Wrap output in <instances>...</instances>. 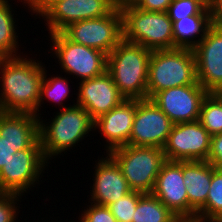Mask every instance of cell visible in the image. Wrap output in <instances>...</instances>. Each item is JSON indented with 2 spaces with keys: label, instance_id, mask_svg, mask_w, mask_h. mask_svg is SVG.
Returning a JSON list of instances; mask_svg holds the SVG:
<instances>
[{
  "label": "cell",
  "instance_id": "cell-14",
  "mask_svg": "<svg viewBox=\"0 0 222 222\" xmlns=\"http://www.w3.org/2000/svg\"><path fill=\"white\" fill-rule=\"evenodd\" d=\"M193 51L198 83L208 93L222 88V29L210 26Z\"/></svg>",
  "mask_w": 222,
  "mask_h": 222
},
{
  "label": "cell",
  "instance_id": "cell-32",
  "mask_svg": "<svg viewBox=\"0 0 222 222\" xmlns=\"http://www.w3.org/2000/svg\"><path fill=\"white\" fill-rule=\"evenodd\" d=\"M208 161L219 170H222V133L211 137V149Z\"/></svg>",
  "mask_w": 222,
  "mask_h": 222
},
{
  "label": "cell",
  "instance_id": "cell-16",
  "mask_svg": "<svg viewBox=\"0 0 222 222\" xmlns=\"http://www.w3.org/2000/svg\"><path fill=\"white\" fill-rule=\"evenodd\" d=\"M183 181L182 161L166 160L152 191L176 217H188V195Z\"/></svg>",
  "mask_w": 222,
  "mask_h": 222
},
{
  "label": "cell",
  "instance_id": "cell-13",
  "mask_svg": "<svg viewBox=\"0 0 222 222\" xmlns=\"http://www.w3.org/2000/svg\"><path fill=\"white\" fill-rule=\"evenodd\" d=\"M207 94L200 84H191L157 92L151 100L173 124H178L199 119L201 105Z\"/></svg>",
  "mask_w": 222,
  "mask_h": 222
},
{
  "label": "cell",
  "instance_id": "cell-40",
  "mask_svg": "<svg viewBox=\"0 0 222 222\" xmlns=\"http://www.w3.org/2000/svg\"><path fill=\"white\" fill-rule=\"evenodd\" d=\"M4 58H5V57L0 54V64H1V62H2V60H3Z\"/></svg>",
  "mask_w": 222,
  "mask_h": 222
},
{
  "label": "cell",
  "instance_id": "cell-5",
  "mask_svg": "<svg viewBox=\"0 0 222 222\" xmlns=\"http://www.w3.org/2000/svg\"><path fill=\"white\" fill-rule=\"evenodd\" d=\"M191 84H199L193 50L175 48L152 51L148 70L147 99L168 88Z\"/></svg>",
  "mask_w": 222,
  "mask_h": 222
},
{
  "label": "cell",
  "instance_id": "cell-34",
  "mask_svg": "<svg viewBox=\"0 0 222 222\" xmlns=\"http://www.w3.org/2000/svg\"><path fill=\"white\" fill-rule=\"evenodd\" d=\"M211 26L222 29V0H213L210 8Z\"/></svg>",
  "mask_w": 222,
  "mask_h": 222
},
{
  "label": "cell",
  "instance_id": "cell-11",
  "mask_svg": "<svg viewBox=\"0 0 222 222\" xmlns=\"http://www.w3.org/2000/svg\"><path fill=\"white\" fill-rule=\"evenodd\" d=\"M173 123L151 100H137L129 145L138 147L165 146Z\"/></svg>",
  "mask_w": 222,
  "mask_h": 222
},
{
  "label": "cell",
  "instance_id": "cell-36",
  "mask_svg": "<svg viewBox=\"0 0 222 222\" xmlns=\"http://www.w3.org/2000/svg\"><path fill=\"white\" fill-rule=\"evenodd\" d=\"M172 222H201L198 218L177 217Z\"/></svg>",
  "mask_w": 222,
  "mask_h": 222
},
{
  "label": "cell",
  "instance_id": "cell-30",
  "mask_svg": "<svg viewBox=\"0 0 222 222\" xmlns=\"http://www.w3.org/2000/svg\"><path fill=\"white\" fill-rule=\"evenodd\" d=\"M87 210L84 209L80 222H117L107 206L90 203Z\"/></svg>",
  "mask_w": 222,
  "mask_h": 222
},
{
  "label": "cell",
  "instance_id": "cell-4",
  "mask_svg": "<svg viewBox=\"0 0 222 222\" xmlns=\"http://www.w3.org/2000/svg\"><path fill=\"white\" fill-rule=\"evenodd\" d=\"M118 6L124 40L151 51L173 49V22L167 12L140 10L130 2Z\"/></svg>",
  "mask_w": 222,
  "mask_h": 222
},
{
  "label": "cell",
  "instance_id": "cell-20",
  "mask_svg": "<svg viewBox=\"0 0 222 222\" xmlns=\"http://www.w3.org/2000/svg\"><path fill=\"white\" fill-rule=\"evenodd\" d=\"M182 175L188 195V217L196 218L197 211L207 201L212 164L209 161H182Z\"/></svg>",
  "mask_w": 222,
  "mask_h": 222
},
{
  "label": "cell",
  "instance_id": "cell-2",
  "mask_svg": "<svg viewBox=\"0 0 222 222\" xmlns=\"http://www.w3.org/2000/svg\"><path fill=\"white\" fill-rule=\"evenodd\" d=\"M151 54L142 45L122 39L107 55V72L125 99H147Z\"/></svg>",
  "mask_w": 222,
  "mask_h": 222
},
{
  "label": "cell",
  "instance_id": "cell-1",
  "mask_svg": "<svg viewBox=\"0 0 222 222\" xmlns=\"http://www.w3.org/2000/svg\"><path fill=\"white\" fill-rule=\"evenodd\" d=\"M44 65L39 60L7 57L0 64V111L37 116Z\"/></svg>",
  "mask_w": 222,
  "mask_h": 222
},
{
  "label": "cell",
  "instance_id": "cell-22",
  "mask_svg": "<svg viewBox=\"0 0 222 222\" xmlns=\"http://www.w3.org/2000/svg\"><path fill=\"white\" fill-rule=\"evenodd\" d=\"M8 0H0V54L5 58L17 57L19 43L15 18ZM18 48V49H17ZM18 54V55H17Z\"/></svg>",
  "mask_w": 222,
  "mask_h": 222
},
{
  "label": "cell",
  "instance_id": "cell-21",
  "mask_svg": "<svg viewBox=\"0 0 222 222\" xmlns=\"http://www.w3.org/2000/svg\"><path fill=\"white\" fill-rule=\"evenodd\" d=\"M172 22L173 49L180 48L193 50L205 37L206 31L211 26L210 15H191L184 19ZM196 38L198 40H196Z\"/></svg>",
  "mask_w": 222,
  "mask_h": 222
},
{
  "label": "cell",
  "instance_id": "cell-35",
  "mask_svg": "<svg viewBox=\"0 0 222 222\" xmlns=\"http://www.w3.org/2000/svg\"><path fill=\"white\" fill-rule=\"evenodd\" d=\"M16 152L17 150L13 149V147L5 140L4 137L0 136V171Z\"/></svg>",
  "mask_w": 222,
  "mask_h": 222
},
{
  "label": "cell",
  "instance_id": "cell-31",
  "mask_svg": "<svg viewBox=\"0 0 222 222\" xmlns=\"http://www.w3.org/2000/svg\"><path fill=\"white\" fill-rule=\"evenodd\" d=\"M172 0H131L130 3L140 10L167 12Z\"/></svg>",
  "mask_w": 222,
  "mask_h": 222
},
{
  "label": "cell",
  "instance_id": "cell-24",
  "mask_svg": "<svg viewBox=\"0 0 222 222\" xmlns=\"http://www.w3.org/2000/svg\"><path fill=\"white\" fill-rule=\"evenodd\" d=\"M201 222L222 220V170L212 165V179L206 203L197 211Z\"/></svg>",
  "mask_w": 222,
  "mask_h": 222
},
{
  "label": "cell",
  "instance_id": "cell-26",
  "mask_svg": "<svg viewBox=\"0 0 222 222\" xmlns=\"http://www.w3.org/2000/svg\"><path fill=\"white\" fill-rule=\"evenodd\" d=\"M46 67H44V79L43 82L41 84V90H40V98H39V105H38V114L37 117L40 119L39 115V108L42 107L41 104L44 103L43 100L48 99L47 101H54L56 103H58L59 105H61L63 107V109L67 108L68 106H65L62 101H64V99H66L67 97H69V92H70V88H69V83H68V79L66 80L64 77L62 78V76H54L51 78H47V70L45 69ZM45 99H44V98Z\"/></svg>",
  "mask_w": 222,
  "mask_h": 222
},
{
  "label": "cell",
  "instance_id": "cell-41",
  "mask_svg": "<svg viewBox=\"0 0 222 222\" xmlns=\"http://www.w3.org/2000/svg\"><path fill=\"white\" fill-rule=\"evenodd\" d=\"M118 5L120 4V0H114Z\"/></svg>",
  "mask_w": 222,
  "mask_h": 222
},
{
  "label": "cell",
  "instance_id": "cell-37",
  "mask_svg": "<svg viewBox=\"0 0 222 222\" xmlns=\"http://www.w3.org/2000/svg\"><path fill=\"white\" fill-rule=\"evenodd\" d=\"M199 3L204 9L210 10L213 0H194Z\"/></svg>",
  "mask_w": 222,
  "mask_h": 222
},
{
  "label": "cell",
  "instance_id": "cell-6",
  "mask_svg": "<svg viewBox=\"0 0 222 222\" xmlns=\"http://www.w3.org/2000/svg\"><path fill=\"white\" fill-rule=\"evenodd\" d=\"M108 154L120 167L132 191L152 193L160 168L166 161L163 149L126 145Z\"/></svg>",
  "mask_w": 222,
  "mask_h": 222
},
{
  "label": "cell",
  "instance_id": "cell-10",
  "mask_svg": "<svg viewBox=\"0 0 222 222\" xmlns=\"http://www.w3.org/2000/svg\"><path fill=\"white\" fill-rule=\"evenodd\" d=\"M211 135L197 120L173 124L163 147L168 161H208Z\"/></svg>",
  "mask_w": 222,
  "mask_h": 222
},
{
  "label": "cell",
  "instance_id": "cell-28",
  "mask_svg": "<svg viewBox=\"0 0 222 222\" xmlns=\"http://www.w3.org/2000/svg\"><path fill=\"white\" fill-rule=\"evenodd\" d=\"M167 13L172 21H178L191 15H210V10L194 0H172Z\"/></svg>",
  "mask_w": 222,
  "mask_h": 222
},
{
  "label": "cell",
  "instance_id": "cell-12",
  "mask_svg": "<svg viewBox=\"0 0 222 222\" xmlns=\"http://www.w3.org/2000/svg\"><path fill=\"white\" fill-rule=\"evenodd\" d=\"M117 6L114 0H59L53 2L40 16L46 20L48 33L52 34L61 32L74 22L103 17Z\"/></svg>",
  "mask_w": 222,
  "mask_h": 222
},
{
  "label": "cell",
  "instance_id": "cell-29",
  "mask_svg": "<svg viewBox=\"0 0 222 222\" xmlns=\"http://www.w3.org/2000/svg\"><path fill=\"white\" fill-rule=\"evenodd\" d=\"M19 197L20 194L0 192V222H16Z\"/></svg>",
  "mask_w": 222,
  "mask_h": 222
},
{
  "label": "cell",
  "instance_id": "cell-8",
  "mask_svg": "<svg viewBox=\"0 0 222 222\" xmlns=\"http://www.w3.org/2000/svg\"><path fill=\"white\" fill-rule=\"evenodd\" d=\"M48 164L49 162L43 156L39 138L28 149L13 154L3 166L0 171V192L23 196V193H27V190H31L35 184L40 182V175L43 176V170Z\"/></svg>",
  "mask_w": 222,
  "mask_h": 222
},
{
  "label": "cell",
  "instance_id": "cell-17",
  "mask_svg": "<svg viewBox=\"0 0 222 222\" xmlns=\"http://www.w3.org/2000/svg\"><path fill=\"white\" fill-rule=\"evenodd\" d=\"M136 106V99H125L94 120V129L98 128L106 139V155L116 148L129 145Z\"/></svg>",
  "mask_w": 222,
  "mask_h": 222
},
{
  "label": "cell",
  "instance_id": "cell-9",
  "mask_svg": "<svg viewBox=\"0 0 222 222\" xmlns=\"http://www.w3.org/2000/svg\"><path fill=\"white\" fill-rule=\"evenodd\" d=\"M52 52L59 65L69 75L81 81L102 75L107 71V54L68 40L61 32L49 34Z\"/></svg>",
  "mask_w": 222,
  "mask_h": 222
},
{
  "label": "cell",
  "instance_id": "cell-3",
  "mask_svg": "<svg viewBox=\"0 0 222 222\" xmlns=\"http://www.w3.org/2000/svg\"><path fill=\"white\" fill-rule=\"evenodd\" d=\"M40 119L39 137L42 153L48 162L51 157L60 155L65 150L73 148L89 135L94 128V120L85 108L78 104L62 109L48 122ZM44 122V123H43ZM48 123V124H47Z\"/></svg>",
  "mask_w": 222,
  "mask_h": 222
},
{
  "label": "cell",
  "instance_id": "cell-39",
  "mask_svg": "<svg viewBox=\"0 0 222 222\" xmlns=\"http://www.w3.org/2000/svg\"><path fill=\"white\" fill-rule=\"evenodd\" d=\"M131 0H120V4L124 2H130Z\"/></svg>",
  "mask_w": 222,
  "mask_h": 222
},
{
  "label": "cell",
  "instance_id": "cell-27",
  "mask_svg": "<svg viewBox=\"0 0 222 222\" xmlns=\"http://www.w3.org/2000/svg\"><path fill=\"white\" fill-rule=\"evenodd\" d=\"M143 194L138 191H131L107 207L117 222H132L138 200Z\"/></svg>",
  "mask_w": 222,
  "mask_h": 222
},
{
  "label": "cell",
  "instance_id": "cell-25",
  "mask_svg": "<svg viewBox=\"0 0 222 222\" xmlns=\"http://www.w3.org/2000/svg\"><path fill=\"white\" fill-rule=\"evenodd\" d=\"M198 121L211 136L222 133V103L213 93L203 99Z\"/></svg>",
  "mask_w": 222,
  "mask_h": 222
},
{
  "label": "cell",
  "instance_id": "cell-7",
  "mask_svg": "<svg viewBox=\"0 0 222 222\" xmlns=\"http://www.w3.org/2000/svg\"><path fill=\"white\" fill-rule=\"evenodd\" d=\"M61 33L74 43L98 49L108 55L123 39L121 10L117 6L103 17L74 22Z\"/></svg>",
  "mask_w": 222,
  "mask_h": 222
},
{
  "label": "cell",
  "instance_id": "cell-23",
  "mask_svg": "<svg viewBox=\"0 0 222 222\" xmlns=\"http://www.w3.org/2000/svg\"><path fill=\"white\" fill-rule=\"evenodd\" d=\"M177 217L152 193L138 200L132 222H172Z\"/></svg>",
  "mask_w": 222,
  "mask_h": 222
},
{
  "label": "cell",
  "instance_id": "cell-18",
  "mask_svg": "<svg viewBox=\"0 0 222 222\" xmlns=\"http://www.w3.org/2000/svg\"><path fill=\"white\" fill-rule=\"evenodd\" d=\"M96 164L93 176L95 179L89 198L93 202L90 203L108 206L132 191L120 167L109 154L98 159Z\"/></svg>",
  "mask_w": 222,
  "mask_h": 222
},
{
  "label": "cell",
  "instance_id": "cell-33",
  "mask_svg": "<svg viewBox=\"0 0 222 222\" xmlns=\"http://www.w3.org/2000/svg\"><path fill=\"white\" fill-rule=\"evenodd\" d=\"M59 0H21L20 2H23L24 6H29L28 10L31 9L32 13H36L35 16H39L53 3ZM27 4V5H26ZM30 8V9H29Z\"/></svg>",
  "mask_w": 222,
  "mask_h": 222
},
{
  "label": "cell",
  "instance_id": "cell-15",
  "mask_svg": "<svg viewBox=\"0 0 222 222\" xmlns=\"http://www.w3.org/2000/svg\"><path fill=\"white\" fill-rule=\"evenodd\" d=\"M79 83L76 104L85 108L93 120L125 100L107 71L100 76Z\"/></svg>",
  "mask_w": 222,
  "mask_h": 222
},
{
  "label": "cell",
  "instance_id": "cell-42",
  "mask_svg": "<svg viewBox=\"0 0 222 222\" xmlns=\"http://www.w3.org/2000/svg\"><path fill=\"white\" fill-rule=\"evenodd\" d=\"M207 222H222V220H219V221H207Z\"/></svg>",
  "mask_w": 222,
  "mask_h": 222
},
{
  "label": "cell",
  "instance_id": "cell-38",
  "mask_svg": "<svg viewBox=\"0 0 222 222\" xmlns=\"http://www.w3.org/2000/svg\"><path fill=\"white\" fill-rule=\"evenodd\" d=\"M213 94L221 101L222 103V88L217 89L213 92Z\"/></svg>",
  "mask_w": 222,
  "mask_h": 222
},
{
  "label": "cell",
  "instance_id": "cell-19",
  "mask_svg": "<svg viewBox=\"0 0 222 222\" xmlns=\"http://www.w3.org/2000/svg\"><path fill=\"white\" fill-rule=\"evenodd\" d=\"M39 125L33 113L0 111V136L17 151L28 149L40 138Z\"/></svg>",
  "mask_w": 222,
  "mask_h": 222
}]
</instances>
